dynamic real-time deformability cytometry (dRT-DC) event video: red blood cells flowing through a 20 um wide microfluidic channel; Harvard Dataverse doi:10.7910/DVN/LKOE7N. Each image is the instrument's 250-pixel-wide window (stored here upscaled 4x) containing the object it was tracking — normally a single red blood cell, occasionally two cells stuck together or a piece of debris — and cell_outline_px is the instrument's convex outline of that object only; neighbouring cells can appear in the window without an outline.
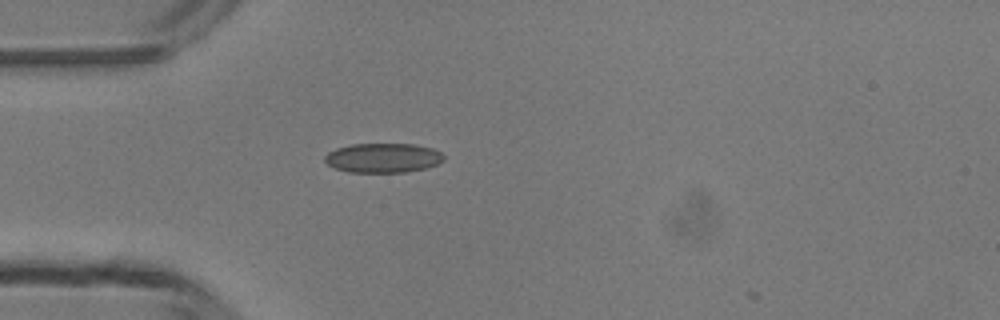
{"species": "common noctule bat (a hibernating species)", "species_latin": "Nyctalus noctula", "temperature_condition": "room temperature", "stored_images_in_passage": 33, "camera_frame_rate_fps": 3000, "um_per_image_px": 0.085, "animal": {"sex": "male", "body_mass_g": 13.3}, "frame": {"image": 1, "passage_image": 1, "time_ms": 0.0, "image_size_px": [1000, 320], "cell_outline_px": [[444, 160], [436, 164], [424, 168], [404, 172], [348, 172], [336, 168], [328, 164], [324, 160], [324, 156], [328, 152], [336, 148], [352, 144], [412, 144], [432, 148], [440, 152], [444, 156]], "centroid_in_image_um": [32.53, 13.41], "position_along_channel_um": 52.5, "area_um2": 20.29}}
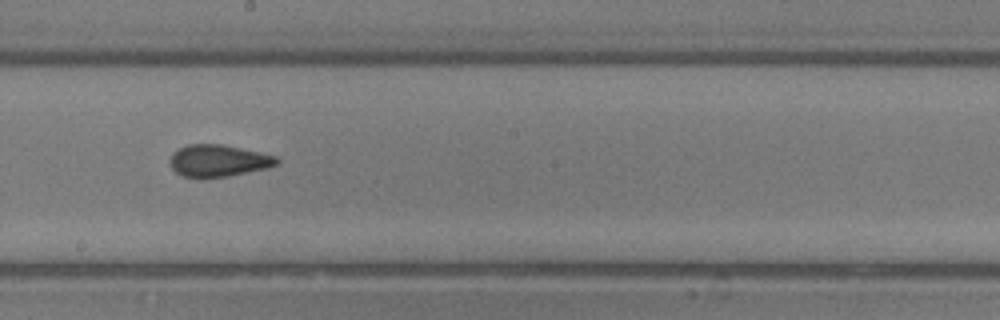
{"frame": {"image": 2, "passage_image": 14, "time_ms": 4.333, "image_size_px": [1000, 320], "cell_outline_px": [[280, 160], [276, 164], [268, 168], [228, 176], [200, 180], [184, 176], [176, 172], [172, 168], [168, 160], [172, 152], [188, 144], [224, 144], [260, 152], [276, 156]], "centroid_in_image_um": [18.53, 13.68], "position_along_channel_um": 229.7, "area_um2": 20.35}}
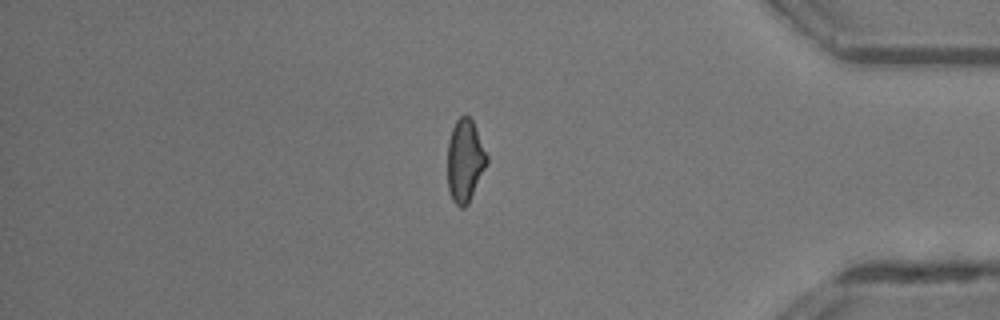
{"frame": {"image": 3, "passage_image": 28, "time_ms": 9.0, "image_size_px": [1000, 320], "cell_outline_px": [[488, 164], [468, 204], [464, 208], [460, 208], [452, 200], [448, 188], [448, 140], [452, 128], [456, 120], [460, 116], [468, 116], [472, 120], [488, 156]], "centroid_in_image_um": [39.53, 13.68], "position_along_channel_um": 395.7, "area_um2": 19.02}, "authors_computed_cell_mechanics": {"area_um2": 19.652, "velocity_mm_per_s": 4.2642, "shape_relaxation_time_tau1_ms": 6.0854, "shape_relaxation_time_tau2_ms": 1.1371, "deformation_change_tau1": 0.1231, "deformation_change_tau2": 0.0889}}